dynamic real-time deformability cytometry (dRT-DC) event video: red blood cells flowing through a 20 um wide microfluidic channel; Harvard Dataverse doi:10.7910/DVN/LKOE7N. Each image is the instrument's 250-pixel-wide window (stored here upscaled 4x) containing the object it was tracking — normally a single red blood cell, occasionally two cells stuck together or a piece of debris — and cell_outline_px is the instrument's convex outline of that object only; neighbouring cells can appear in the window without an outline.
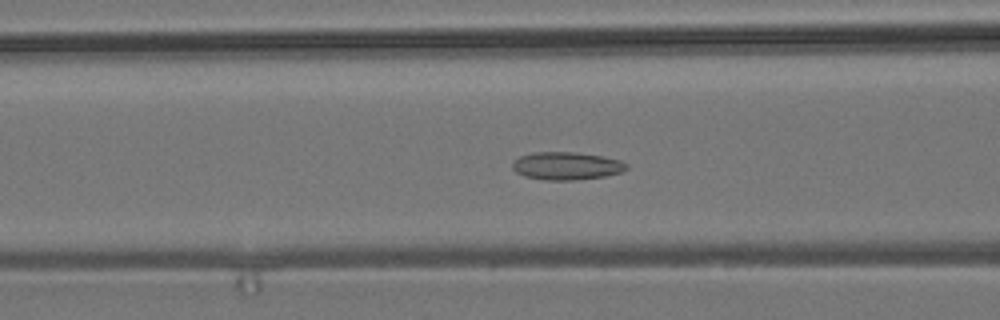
{"species": "common noctule bat (a hibernating species)", "species_latin": "Nyctalus noctula", "temperature_condition": "room temperature", "stored_images_in_passage": 42, "camera_frame_rate_fps": 3000, "um_per_image_px": 0.085, "animal": {"sex": "male", "body_mass_g": 19.2, "forearm_length_mm": 51.8}, "frame": {"image": 1, "passage_image": 22, "time_ms": 7.0, "image_size_px": [1000, 320], "cell_outline_px": [[628, 168], [620, 172], [604, 176], [572, 180], [544, 180], [524, 176], [516, 172], [512, 168], [512, 160], [520, 156], [532, 152], [572, 152], [604, 156], [620, 160], [628, 164]], "centroid_in_image_um": [48.12, 14.09], "position_along_channel_um": 118.5, "area_um2": 18.55}}
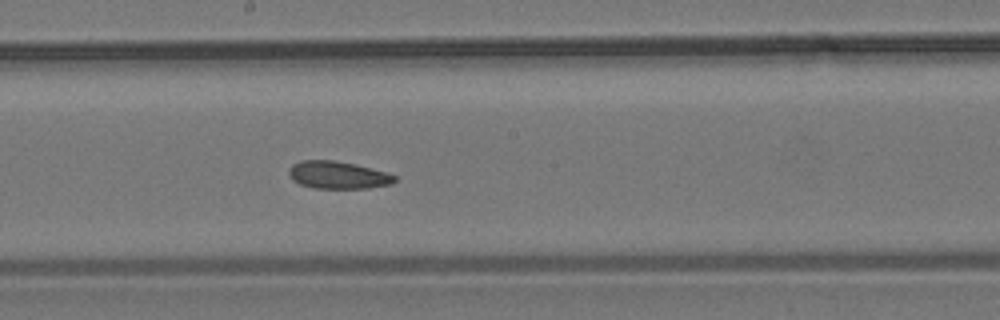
{"frame": {"image": 2, "passage_image": 30, "time_ms": 9.667, "image_size_px": [1000, 320], "cell_outline_px": [[396, 180], [392, 184], [368, 188], [312, 188], [300, 184], [292, 180], [288, 172], [288, 168], [292, 164], [300, 160], [332, 160], [356, 164], [388, 172], [396, 176]], "centroid_in_image_um": [28.72, 14.87], "position_along_channel_um": 219.5, "area_um2": 17.17}}
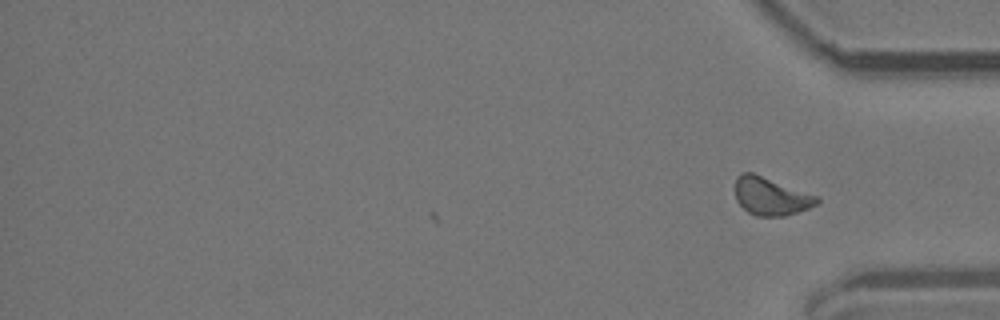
{"frame": {"image": 3, "passage_image": 42, "time_ms": 13.667, "image_size_px": [1000, 320], "cell_outline_px": [[820, 200], [816, 204], [808, 208], [784, 216], [756, 216], [748, 212], [736, 200], [732, 188], [736, 176], [740, 172], [752, 172], [820, 196]], "centroid_in_image_um": [65.47, 16.66], "position_along_channel_um": 369.7, "area_um2": 18.44}, "authors_computed_cell_mechanics": {"area_um2": 18.496, "velocity_mm_per_s": 3.7816, "shape_relaxation_time_tau1_ms": null, "shape_relaxation_time_tau2_ms": 5.791, "deformation_change_tau1": null, "deformation_change_tau2": 0.1233}}